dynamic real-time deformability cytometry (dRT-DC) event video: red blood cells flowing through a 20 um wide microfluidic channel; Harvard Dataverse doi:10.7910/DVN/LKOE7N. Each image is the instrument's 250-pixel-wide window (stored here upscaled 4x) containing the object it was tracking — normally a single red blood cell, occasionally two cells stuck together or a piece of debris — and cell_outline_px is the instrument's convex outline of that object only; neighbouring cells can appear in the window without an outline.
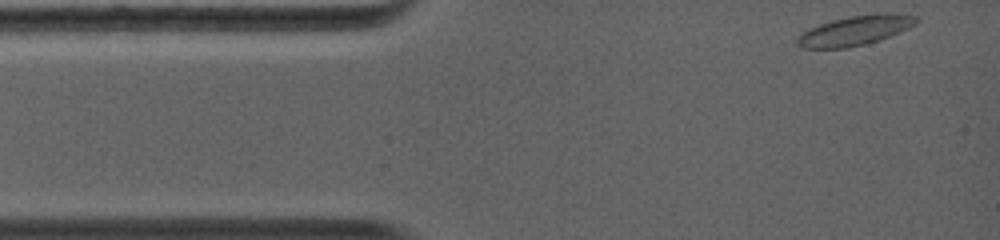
{"species": "common noctule bat (a hibernating species)", "species_latin": "Nyctalus noctula", "temperature_condition": "warm", "stored_images_in_passage": 32, "camera_frame_rate_fps": 5000, "um_per_image_px": 0.085, "animal": {"sex": "female", "body_mass_g": 19.0, "forearm_length_mm": 56.7}, "frame": {"image": 1, "passage_image": 1, "time_ms": 0.0, "image_size_px": [1000, 240], "cell_outline_px": [[920, 20], [916, 24], [900, 32], [880, 40], [864, 44], [844, 48], [804, 48], [796, 44], [796, 36], [800, 32], [808, 28], [832, 20], [848, 16], [876, 12], [896, 12], [916, 16]], "centroid_in_image_um": [72.69, 2.56], "position_along_channel_um": 12.3, "area_um2": 21.04}}
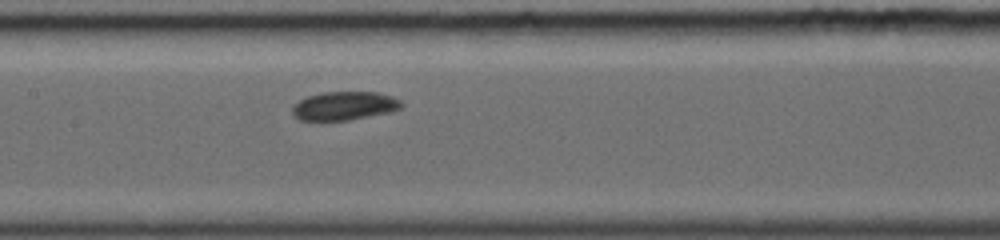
{"frame": {"image": 2, "passage_image": 15, "time_ms": 5.2, "image_size_px": [1000, 240], "cell_outline_px": [[404, 104], [400, 108], [392, 112], [348, 120], [324, 124], [320, 124], [300, 120], [292, 116], [292, 104], [308, 96], [324, 92], [376, 92], [392, 96], [400, 100]], "centroid_in_image_um": [29.19, 9.05], "position_along_channel_um": 178.2, "area_um2": 19.02}}
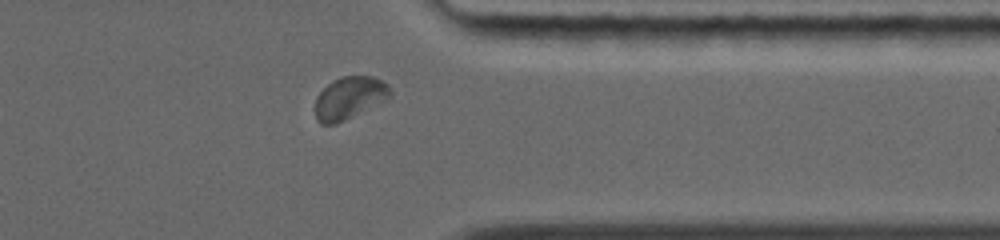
{"frame": {"image": 3, "passage_image": 28, "time_ms": 10.0, "image_size_px": [1000, 240], "cell_outline_px": [[392, 96], [336, 124], [320, 124], [316, 120], [316, 96], [328, 84], [344, 76], [372, 76], [388, 84]], "centroid_in_image_um": [29.69, 8.32], "position_along_channel_um": 381.7, "area_um2": 18.09}, "authors_computed_cell_mechanics": {"area_um2": 18.496, "velocity_mm_per_s": 4.3061, "shape_relaxation_time_tau1_ms": 5.1466, "shape_relaxation_time_tau2_ms": null, "deformation_change_tau1": 0.1294, "deformation_change_tau2": null}}